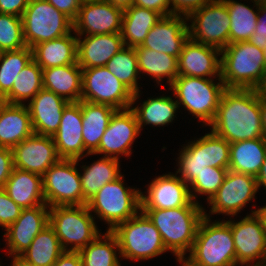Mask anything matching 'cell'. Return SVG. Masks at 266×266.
Returning a JSON list of instances; mask_svg holds the SVG:
<instances>
[{
	"label": "cell",
	"instance_id": "obj_1",
	"mask_svg": "<svg viewBox=\"0 0 266 266\" xmlns=\"http://www.w3.org/2000/svg\"><path fill=\"white\" fill-rule=\"evenodd\" d=\"M209 127L229 143L266 138L259 107V90L226 88Z\"/></svg>",
	"mask_w": 266,
	"mask_h": 266
},
{
	"label": "cell",
	"instance_id": "obj_2",
	"mask_svg": "<svg viewBox=\"0 0 266 266\" xmlns=\"http://www.w3.org/2000/svg\"><path fill=\"white\" fill-rule=\"evenodd\" d=\"M205 210L203 206L141 209L160 232L166 250L174 256L190 253Z\"/></svg>",
	"mask_w": 266,
	"mask_h": 266
},
{
	"label": "cell",
	"instance_id": "obj_3",
	"mask_svg": "<svg viewBox=\"0 0 266 266\" xmlns=\"http://www.w3.org/2000/svg\"><path fill=\"white\" fill-rule=\"evenodd\" d=\"M221 80L226 88L260 90L266 80L263 49L249 41L226 46L221 50Z\"/></svg>",
	"mask_w": 266,
	"mask_h": 266
},
{
	"label": "cell",
	"instance_id": "obj_4",
	"mask_svg": "<svg viewBox=\"0 0 266 266\" xmlns=\"http://www.w3.org/2000/svg\"><path fill=\"white\" fill-rule=\"evenodd\" d=\"M168 89L172 90L179 108L183 106L185 111L202 122L204 127L214 120L226 87L221 78L178 76Z\"/></svg>",
	"mask_w": 266,
	"mask_h": 266
},
{
	"label": "cell",
	"instance_id": "obj_5",
	"mask_svg": "<svg viewBox=\"0 0 266 266\" xmlns=\"http://www.w3.org/2000/svg\"><path fill=\"white\" fill-rule=\"evenodd\" d=\"M187 143L179 150L175 172L187 185L209 167L229 168L230 143L224 138L211 131Z\"/></svg>",
	"mask_w": 266,
	"mask_h": 266
},
{
	"label": "cell",
	"instance_id": "obj_6",
	"mask_svg": "<svg viewBox=\"0 0 266 266\" xmlns=\"http://www.w3.org/2000/svg\"><path fill=\"white\" fill-rule=\"evenodd\" d=\"M188 257L201 266H236V251L226 220L204 217Z\"/></svg>",
	"mask_w": 266,
	"mask_h": 266
},
{
	"label": "cell",
	"instance_id": "obj_7",
	"mask_svg": "<svg viewBox=\"0 0 266 266\" xmlns=\"http://www.w3.org/2000/svg\"><path fill=\"white\" fill-rule=\"evenodd\" d=\"M87 204L49 208V225L64 251L78 252L102 232Z\"/></svg>",
	"mask_w": 266,
	"mask_h": 266
},
{
	"label": "cell",
	"instance_id": "obj_8",
	"mask_svg": "<svg viewBox=\"0 0 266 266\" xmlns=\"http://www.w3.org/2000/svg\"><path fill=\"white\" fill-rule=\"evenodd\" d=\"M123 179L124 174L105 184L87 202L90 212L94 213L92 215L108 224L107 231H112L118 224L132 218L141 210V190L127 187Z\"/></svg>",
	"mask_w": 266,
	"mask_h": 266
},
{
	"label": "cell",
	"instance_id": "obj_9",
	"mask_svg": "<svg viewBox=\"0 0 266 266\" xmlns=\"http://www.w3.org/2000/svg\"><path fill=\"white\" fill-rule=\"evenodd\" d=\"M111 232L117 237L121 259L149 260L168 252L160 232L141 210Z\"/></svg>",
	"mask_w": 266,
	"mask_h": 266
},
{
	"label": "cell",
	"instance_id": "obj_10",
	"mask_svg": "<svg viewBox=\"0 0 266 266\" xmlns=\"http://www.w3.org/2000/svg\"><path fill=\"white\" fill-rule=\"evenodd\" d=\"M26 46L60 38L73 30V21L47 0H30L22 15Z\"/></svg>",
	"mask_w": 266,
	"mask_h": 266
},
{
	"label": "cell",
	"instance_id": "obj_11",
	"mask_svg": "<svg viewBox=\"0 0 266 266\" xmlns=\"http://www.w3.org/2000/svg\"><path fill=\"white\" fill-rule=\"evenodd\" d=\"M78 160L60 159L43 175V194L48 207L83 205Z\"/></svg>",
	"mask_w": 266,
	"mask_h": 266
},
{
	"label": "cell",
	"instance_id": "obj_12",
	"mask_svg": "<svg viewBox=\"0 0 266 266\" xmlns=\"http://www.w3.org/2000/svg\"><path fill=\"white\" fill-rule=\"evenodd\" d=\"M189 38L220 50L229 45L230 17L224 0H211L187 17Z\"/></svg>",
	"mask_w": 266,
	"mask_h": 266
},
{
	"label": "cell",
	"instance_id": "obj_13",
	"mask_svg": "<svg viewBox=\"0 0 266 266\" xmlns=\"http://www.w3.org/2000/svg\"><path fill=\"white\" fill-rule=\"evenodd\" d=\"M81 100L117 110L131 108L134 93L105 66L82 69Z\"/></svg>",
	"mask_w": 266,
	"mask_h": 266
},
{
	"label": "cell",
	"instance_id": "obj_14",
	"mask_svg": "<svg viewBox=\"0 0 266 266\" xmlns=\"http://www.w3.org/2000/svg\"><path fill=\"white\" fill-rule=\"evenodd\" d=\"M258 191L256 177L228 170L222 185L208 201L209 213L205 217L224 214L234 217L254 199Z\"/></svg>",
	"mask_w": 266,
	"mask_h": 266
},
{
	"label": "cell",
	"instance_id": "obj_15",
	"mask_svg": "<svg viewBox=\"0 0 266 266\" xmlns=\"http://www.w3.org/2000/svg\"><path fill=\"white\" fill-rule=\"evenodd\" d=\"M229 217L236 251V266H255L266 261V233L255 210L239 221ZM252 263V264H251Z\"/></svg>",
	"mask_w": 266,
	"mask_h": 266
},
{
	"label": "cell",
	"instance_id": "obj_16",
	"mask_svg": "<svg viewBox=\"0 0 266 266\" xmlns=\"http://www.w3.org/2000/svg\"><path fill=\"white\" fill-rule=\"evenodd\" d=\"M140 133L134 111L131 108L117 110L100 140L98 149L91 155L103 154L119 160L120 156L131 157L132 145Z\"/></svg>",
	"mask_w": 266,
	"mask_h": 266
},
{
	"label": "cell",
	"instance_id": "obj_17",
	"mask_svg": "<svg viewBox=\"0 0 266 266\" xmlns=\"http://www.w3.org/2000/svg\"><path fill=\"white\" fill-rule=\"evenodd\" d=\"M140 192L141 209H172L184 206H203L192 200L189 186L175 173L154 178Z\"/></svg>",
	"mask_w": 266,
	"mask_h": 266
},
{
	"label": "cell",
	"instance_id": "obj_18",
	"mask_svg": "<svg viewBox=\"0 0 266 266\" xmlns=\"http://www.w3.org/2000/svg\"><path fill=\"white\" fill-rule=\"evenodd\" d=\"M124 10L103 0L83 1L73 32L77 36L120 33Z\"/></svg>",
	"mask_w": 266,
	"mask_h": 266
},
{
	"label": "cell",
	"instance_id": "obj_19",
	"mask_svg": "<svg viewBox=\"0 0 266 266\" xmlns=\"http://www.w3.org/2000/svg\"><path fill=\"white\" fill-rule=\"evenodd\" d=\"M49 208L47 205L23 208L16 221L5 230L3 236L9 258L19 257L49 225Z\"/></svg>",
	"mask_w": 266,
	"mask_h": 266
},
{
	"label": "cell",
	"instance_id": "obj_20",
	"mask_svg": "<svg viewBox=\"0 0 266 266\" xmlns=\"http://www.w3.org/2000/svg\"><path fill=\"white\" fill-rule=\"evenodd\" d=\"M12 154L15 168L39 175L61 159L53 137L35 133L13 147Z\"/></svg>",
	"mask_w": 266,
	"mask_h": 266
},
{
	"label": "cell",
	"instance_id": "obj_21",
	"mask_svg": "<svg viewBox=\"0 0 266 266\" xmlns=\"http://www.w3.org/2000/svg\"><path fill=\"white\" fill-rule=\"evenodd\" d=\"M178 74L200 78H221V50L189 38L178 57Z\"/></svg>",
	"mask_w": 266,
	"mask_h": 266
},
{
	"label": "cell",
	"instance_id": "obj_22",
	"mask_svg": "<svg viewBox=\"0 0 266 266\" xmlns=\"http://www.w3.org/2000/svg\"><path fill=\"white\" fill-rule=\"evenodd\" d=\"M187 22L186 16H163L148 32L141 46L178 58L189 39Z\"/></svg>",
	"mask_w": 266,
	"mask_h": 266
},
{
	"label": "cell",
	"instance_id": "obj_23",
	"mask_svg": "<svg viewBox=\"0 0 266 266\" xmlns=\"http://www.w3.org/2000/svg\"><path fill=\"white\" fill-rule=\"evenodd\" d=\"M81 100L70 102L63 110L58 131L53 140L61 159L84 158Z\"/></svg>",
	"mask_w": 266,
	"mask_h": 266
},
{
	"label": "cell",
	"instance_id": "obj_24",
	"mask_svg": "<svg viewBox=\"0 0 266 266\" xmlns=\"http://www.w3.org/2000/svg\"><path fill=\"white\" fill-rule=\"evenodd\" d=\"M67 100L54 92L41 89L26 106L29 110L32 129L35 134L54 136L58 131Z\"/></svg>",
	"mask_w": 266,
	"mask_h": 266
},
{
	"label": "cell",
	"instance_id": "obj_25",
	"mask_svg": "<svg viewBox=\"0 0 266 266\" xmlns=\"http://www.w3.org/2000/svg\"><path fill=\"white\" fill-rule=\"evenodd\" d=\"M124 47L120 33L77 36V63L82 69L105 66Z\"/></svg>",
	"mask_w": 266,
	"mask_h": 266
},
{
	"label": "cell",
	"instance_id": "obj_26",
	"mask_svg": "<svg viewBox=\"0 0 266 266\" xmlns=\"http://www.w3.org/2000/svg\"><path fill=\"white\" fill-rule=\"evenodd\" d=\"M25 104L4 102L0 107V147L13 148L33 134Z\"/></svg>",
	"mask_w": 266,
	"mask_h": 266
},
{
	"label": "cell",
	"instance_id": "obj_27",
	"mask_svg": "<svg viewBox=\"0 0 266 266\" xmlns=\"http://www.w3.org/2000/svg\"><path fill=\"white\" fill-rule=\"evenodd\" d=\"M4 190L22 209L47 205L43 194L42 175L13 168Z\"/></svg>",
	"mask_w": 266,
	"mask_h": 266
},
{
	"label": "cell",
	"instance_id": "obj_28",
	"mask_svg": "<svg viewBox=\"0 0 266 266\" xmlns=\"http://www.w3.org/2000/svg\"><path fill=\"white\" fill-rule=\"evenodd\" d=\"M81 111L84 157H89L98 149L100 140L117 109L110 105L81 100Z\"/></svg>",
	"mask_w": 266,
	"mask_h": 266
},
{
	"label": "cell",
	"instance_id": "obj_29",
	"mask_svg": "<svg viewBox=\"0 0 266 266\" xmlns=\"http://www.w3.org/2000/svg\"><path fill=\"white\" fill-rule=\"evenodd\" d=\"M72 32L35 45L32 48L33 60L42 69L77 63V35Z\"/></svg>",
	"mask_w": 266,
	"mask_h": 266
},
{
	"label": "cell",
	"instance_id": "obj_30",
	"mask_svg": "<svg viewBox=\"0 0 266 266\" xmlns=\"http://www.w3.org/2000/svg\"><path fill=\"white\" fill-rule=\"evenodd\" d=\"M43 89L68 102H79L82 94V68L78 63L42 69Z\"/></svg>",
	"mask_w": 266,
	"mask_h": 266
},
{
	"label": "cell",
	"instance_id": "obj_31",
	"mask_svg": "<svg viewBox=\"0 0 266 266\" xmlns=\"http://www.w3.org/2000/svg\"><path fill=\"white\" fill-rule=\"evenodd\" d=\"M140 92L135 93L132 99L131 109L134 111L140 131L143 130V126L151 125L152 127L167 126L173 123L176 117V112L179 109L177 101L173 99L174 96H162L156 98H147L140 106L137 105L140 97ZM136 102V103H135ZM136 104V106H134Z\"/></svg>",
	"mask_w": 266,
	"mask_h": 266
},
{
	"label": "cell",
	"instance_id": "obj_32",
	"mask_svg": "<svg viewBox=\"0 0 266 266\" xmlns=\"http://www.w3.org/2000/svg\"><path fill=\"white\" fill-rule=\"evenodd\" d=\"M119 161L116 158L102 156L91 164L81 166L79 174L83 192V205L87 204L105 184L115 181L122 175Z\"/></svg>",
	"mask_w": 266,
	"mask_h": 266
},
{
	"label": "cell",
	"instance_id": "obj_33",
	"mask_svg": "<svg viewBox=\"0 0 266 266\" xmlns=\"http://www.w3.org/2000/svg\"><path fill=\"white\" fill-rule=\"evenodd\" d=\"M266 156V138L230 143L229 170L257 177Z\"/></svg>",
	"mask_w": 266,
	"mask_h": 266
},
{
	"label": "cell",
	"instance_id": "obj_34",
	"mask_svg": "<svg viewBox=\"0 0 266 266\" xmlns=\"http://www.w3.org/2000/svg\"><path fill=\"white\" fill-rule=\"evenodd\" d=\"M162 18L155 11L132 6L124 9L121 25V37L126 47H137L145 41L148 32Z\"/></svg>",
	"mask_w": 266,
	"mask_h": 266
},
{
	"label": "cell",
	"instance_id": "obj_35",
	"mask_svg": "<svg viewBox=\"0 0 266 266\" xmlns=\"http://www.w3.org/2000/svg\"><path fill=\"white\" fill-rule=\"evenodd\" d=\"M135 53L140 75L151 76L157 86L162 85L163 78H167L165 82L169 86L179 76L178 58L166 53H158L141 45L135 47Z\"/></svg>",
	"mask_w": 266,
	"mask_h": 266
},
{
	"label": "cell",
	"instance_id": "obj_36",
	"mask_svg": "<svg viewBox=\"0 0 266 266\" xmlns=\"http://www.w3.org/2000/svg\"><path fill=\"white\" fill-rule=\"evenodd\" d=\"M224 1L230 17L229 44L248 41L256 28L259 0H251L252 7L237 0Z\"/></svg>",
	"mask_w": 266,
	"mask_h": 266
},
{
	"label": "cell",
	"instance_id": "obj_37",
	"mask_svg": "<svg viewBox=\"0 0 266 266\" xmlns=\"http://www.w3.org/2000/svg\"><path fill=\"white\" fill-rule=\"evenodd\" d=\"M78 253L81 266H121L119 243L111 231L101 233Z\"/></svg>",
	"mask_w": 266,
	"mask_h": 266
},
{
	"label": "cell",
	"instance_id": "obj_38",
	"mask_svg": "<svg viewBox=\"0 0 266 266\" xmlns=\"http://www.w3.org/2000/svg\"><path fill=\"white\" fill-rule=\"evenodd\" d=\"M63 252L54 229L48 225L36 235L30 246L19 257L34 266H53Z\"/></svg>",
	"mask_w": 266,
	"mask_h": 266
},
{
	"label": "cell",
	"instance_id": "obj_39",
	"mask_svg": "<svg viewBox=\"0 0 266 266\" xmlns=\"http://www.w3.org/2000/svg\"><path fill=\"white\" fill-rule=\"evenodd\" d=\"M43 89L42 68L32 59L14 80L11 91L3 98L11 104H25Z\"/></svg>",
	"mask_w": 266,
	"mask_h": 266
},
{
	"label": "cell",
	"instance_id": "obj_40",
	"mask_svg": "<svg viewBox=\"0 0 266 266\" xmlns=\"http://www.w3.org/2000/svg\"><path fill=\"white\" fill-rule=\"evenodd\" d=\"M105 67L134 94L140 91L138 82L141 75L135 47L125 46L107 62Z\"/></svg>",
	"mask_w": 266,
	"mask_h": 266
},
{
	"label": "cell",
	"instance_id": "obj_41",
	"mask_svg": "<svg viewBox=\"0 0 266 266\" xmlns=\"http://www.w3.org/2000/svg\"><path fill=\"white\" fill-rule=\"evenodd\" d=\"M32 59L33 52L29 47L0 52V95L3 98L11 91L17 75Z\"/></svg>",
	"mask_w": 266,
	"mask_h": 266
},
{
	"label": "cell",
	"instance_id": "obj_42",
	"mask_svg": "<svg viewBox=\"0 0 266 266\" xmlns=\"http://www.w3.org/2000/svg\"><path fill=\"white\" fill-rule=\"evenodd\" d=\"M228 170V168L218 167H209V169L203 170L188 185L192 200L199 203L198 196L203 195L206 196L208 202L222 185Z\"/></svg>",
	"mask_w": 266,
	"mask_h": 266
},
{
	"label": "cell",
	"instance_id": "obj_43",
	"mask_svg": "<svg viewBox=\"0 0 266 266\" xmlns=\"http://www.w3.org/2000/svg\"><path fill=\"white\" fill-rule=\"evenodd\" d=\"M22 17L0 13V52L25 48Z\"/></svg>",
	"mask_w": 266,
	"mask_h": 266
},
{
	"label": "cell",
	"instance_id": "obj_44",
	"mask_svg": "<svg viewBox=\"0 0 266 266\" xmlns=\"http://www.w3.org/2000/svg\"><path fill=\"white\" fill-rule=\"evenodd\" d=\"M22 208L17 205L4 189H0V227L6 230L20 216Z\"/></svg>",
	"mask_w": 266,
	"mask_h": 266
},
{
	"label": "cell",
	"instance_id": "obj_45",
	"mask_svg": "<svg viewBox=\"0 0 266 266\" xmlns=\"http://www.w3.org/2000/svg\"><path fill=\"white\" fill-rule=\"evenodd\" d=\"M248 41L260 49L266 46V3L263 0H259L256 28Z\"/></svg>",
	"mask_w": 266,
	"mask_h": 266
},
{
	"label": "cell",
	"instance_id": "obj_46",
	"mask_svg": "<svg viewBox=\"0 0 266 266\" xmlns=\"http://www.w3.org/2000/svg\"><path fill=\"white\" fill-rule=\"evenodd\" d=\"M211 0H169L171 15L188 17L194 11L202 8Z\"/></svg>",
	"mask_w": 266,
	"mask_h": 266
},
{
	"label": "cell",
	"instance_id": "obj_47",
	"mask_svg": "<svg viewBox=\"0 0 266 266\" xmlns=\"http://www.w3.org/2000/svg\"><path fill=\"white\" fill-rule=\"evenodd\" d=\"M12 149L0 147V189H4L6 181L13 171Z\"/></svg>",
	"mask_w": 266,
	"mask_h": 266
},
{
	"label": "cell",
	"instance_id": "obj_48",
	"mask_svg": "<svg viewBox=\"0 0 266 266\" xmlns=\"http://www.w3.org/2000/svg\"><path fill=\"white\" fill-rule=\"evenodd\" d=\"M52 4L58 11L63 12L72 21L76 18L82 0H47Z\"/></svg>",
	"mask_w": 266,
	"mask_h": 266
},
{
	"label": "cell",
	"instance_id": "obj_49",
	"mask_svg": "<svg viewBox=\"0 0 266 266\" xmlns=\"http://www.w3.org/2000/svg\"><path fill=\"white\" fill-rule=\"evenodd\" d=\"M134 6L158 12L162 17L171 15L169 0H134Z\"/></svg>",
	"mask_w": 266,
	"mask_h": 266
},
{
	"label": "cell",
	"instance_id": "obj_50",
	"mask_svg": "<svg viewBox=\"0 0 266 266\" xmlns=\"http://www.w3.org/2000/svg\"><path fill=\"white\" fill-rule=\"evenodd\" d=\"M30 0H0V13L22 17Z\"/></svg>",
	"mask_w": 266,
	"mask_h": 266
},
{
	"label": "cell",
	"instance_id": "obj_51",
	"mask_svg": "<svg viewBox=\"0 0 266 266\" xmlns=\"http://www.w3.org/2000/svg\"><path fill=\"white\" fill-rule=\"evenodd\" d=\"M53 266H81V258L78 252L64 251Z\"/></svg>",
	"mask_w": 266,
	"mask_h": 266
},
{
	"label": "cell",
	"instance_id": "obj_52",
	"mask_svg": "<svg viewBox=\"0 0 266 266\" xmlns=\"http://www.w3.org/2000/svg\"><path fill=\"white\" fill-rule=\"evenodd\" d=\"M259 107L261 111L262 126L266 136V93L259 90Z\"/></svg>",
	"mask_w": 266,
	"mask_h": 266
},
{
	"label": "cell",
	"instance_id": "obj_53",
	"mask_svg": "<svg viewBox=\"0 0 266 266\" xmlns=\"http://www.w3.org/2000/svg\"><path fill=\"white\" fill-rule=\"evenodd\" d=\"M256 180H257L258 190H260V187H263L266 190V156L262 164V167L260 168V171L256 177Z\"/></svg>",
	"mask_w": 266,
	"mask_h": 266
},
{
	"label": "cell",
	"instance_id": "obj_54",
	"mask_svg": "<svg viewBox=\"0 0 266 266\" xmlns=\"http://www.w3.org/2000/svg\"><path fill=\"white\" fill-rule=\"evenodd\" d=\"M103 1L109 2L112 5H115L116 7H119L123 10L132 7L134 5V0H103Z\"/></svg>",
	"mask_w": 266,
	"mask_h": 266
},
{
	"label": "cell",
	"instance_id": "obj_55",
	"mask_svg": "<svg viewBox=\"0 0 266 266\" xmlns=\"http://www.w3.org/2000/svg\"><path fill=\"white\" fill-rule=\"evenodd\" d=\"M255 214L259 217L262 227L266 233V205L260 208H256Z\"/></svg>",
	"mask_w": 266,
	"mask_h": 266
},
{
	"label": "cell",
	"instance_id": "obj_56",
	"mask_svg": "<svg viewBox=\"0 0 266 266\" xmlns=\"http://www.w3.org/2000/svg\"><path fill=\"white\" fill-rule=\"evenodd\" d=\"M176 262L179 263L180 266H201L191 260L188 256H175Z\"/></svg>",
	"mask_w": 266,
	"mask_h": 266
},
{
	"label": "cell",
	"instance_id": "obj_57",
	"mask_svg": "<svg viewBox=\"0 0 266 266\" xmlns=\"http://www.w3.org/2000/svg\"><path fill=\"white\" fill-rule=\"evenodd\" d=\"M10 266H34V265L26 263L20 257H13Z\"/></svg>",
	"mask_w": 266,
	"mask_h": 266
},
{
	"label": "cell",
	"instance_id": "obj_58",
	"mask_svg": "<svg viewBox=\"0 0 266 266\" xmlns=\"http://www.w3.org/2000/svg\"><path fill=\"white\" fill-rule=\"evenodd\" d=\"M260 91L266 93V80H265V83L263 84V86L261 87Z\"/></svg>",
	"mask_w": 266,
	"mask_h": 266
},
{
	"label": "cell",
	"instance_id": "obj_59",
	"mask_svg": "<svg viewBox=\"0 0 266 266\" xmlns=\"http://www.w3.org/2000/svg\"><path fill=\"white\" fill-rule=\"evenodd\" d=\"M263 54H264V61H265V66H266V46L263 49Z\"/></svg>",
	"mask_w": 266,
	"mask_h": 266
},
{
	"label": "cell",
	"instance_id": "obj_60",
	"mask_svg": "<svg viewBox=\"0 0 266 266\" xmlns=\"http://www.w3.org/2000/svg\"><path fill=\"white\" fill-rule=\"evenodd\" d=\"M4 103V99H3V97L0 95V107H1V105Z\"/></svg>",
	"mask_w": 266,
	"mask_h": 266
},
{
	"label": "cell",
	"instance_id": "obj_61",
	"mask_svg": "<svg viewBox=\"0 0 266 266\" xmlns=\"http://www.w3.org/2000/svg\"><path fill=\"white\" fill-rule=\"evenodd\" d=\"M255 266H266V261L262 262L261 264L255 265Z\"/></svg>",
	"mask_w": 266,
	"mask_h": 266
}]
</instances>
